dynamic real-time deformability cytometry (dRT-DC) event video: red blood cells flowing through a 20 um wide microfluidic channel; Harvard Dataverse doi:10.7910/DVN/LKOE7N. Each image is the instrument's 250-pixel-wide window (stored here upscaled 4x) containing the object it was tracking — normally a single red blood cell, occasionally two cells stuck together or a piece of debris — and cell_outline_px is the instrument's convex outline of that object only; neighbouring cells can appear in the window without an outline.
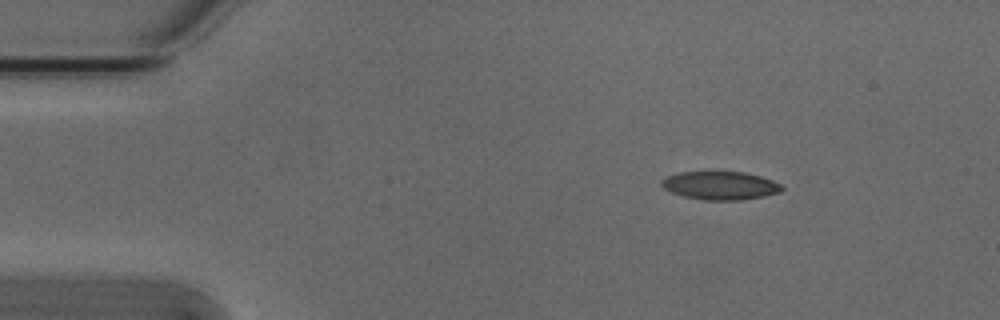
{"species": "Egyptian fruit bat (a non-hibernating species)", "species_latin": "Rousettus aegyptiacus", "temperature_condition": "cold", "stored_images_in_passage": 3, "camera_frame_rate_fps": 3000, "um_per_image_px": 0.085, "animal": {"sex": "male"}, "frame": {"image": 1, "passage_image": 1, "time_ms": 0.0, "image_size_px": [1000, 320], "cell_outline_px": [[784, 188], [780, 192], [764, 196], [740, 200], [704, 200], [684, 196], [672, 192], [664, 188], [660, 184], [660, 180], [668, 176], [680, 172], [744, 172], [760, 176], [772, 180], [780, 184]], "centroid_in_image_um": [61.22, 15.77], "position_along_channel_um": 23.8, "area_um2": 19.71}}